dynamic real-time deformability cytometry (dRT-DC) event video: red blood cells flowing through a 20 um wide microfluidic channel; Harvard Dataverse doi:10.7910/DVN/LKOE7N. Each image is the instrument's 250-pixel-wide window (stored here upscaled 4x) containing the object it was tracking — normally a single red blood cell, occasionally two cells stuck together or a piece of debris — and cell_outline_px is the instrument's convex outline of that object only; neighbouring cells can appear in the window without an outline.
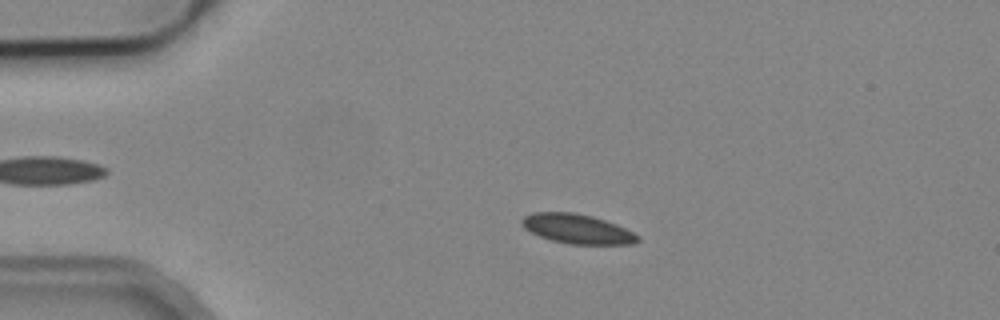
{"species": "common noctule bat (a hibernating species)", "species_latin": "Nyctalus noctula", "temperature_condition": "cold", "stored_images_in_passage": 4, "camera_frame_rate_fps": 3000, "um_per_image_px": 0.085, "animal": {"sex": "male", "body_mass_g": 19.2, "forearm_length_mm": 51.8}, "frame": {"image": 1, "passage_image": 3, "time_ms": 2.667, "image_size_px": [1000, 320], "cell_outline_px": [[640, 240], [636, 244], [572, 244], [552, 240], [540, 236], [524, 228], [520, 224], [520, 220], [524, 216], [532, 212], [572, 212], [592, 216], [616, 224], [640, 236]], "centroid_in_image_um": [49.06, 19.45], "position_along_channel_um": 35.9, "area_um2": 19.88}}